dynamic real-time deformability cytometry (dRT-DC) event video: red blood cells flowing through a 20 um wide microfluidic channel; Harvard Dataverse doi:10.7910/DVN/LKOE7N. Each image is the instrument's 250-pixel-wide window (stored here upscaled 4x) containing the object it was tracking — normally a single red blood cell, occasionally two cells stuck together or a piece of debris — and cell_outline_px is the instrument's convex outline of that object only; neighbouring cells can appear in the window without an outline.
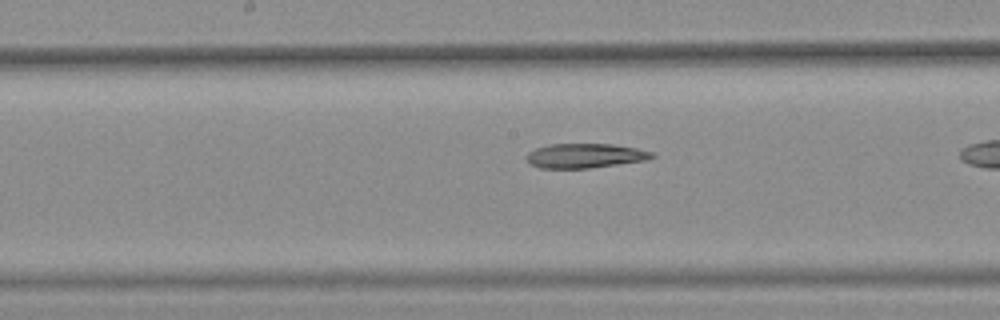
{"species": "common noctule bat (a hibernating species)", "species_latin": "Nyctalus noctula", "temperature_condition": "warm", "stored_images_in_passage": 21, "camera_frame_rate_fps": 3000, "um_per_image_px": 0.085, "animal": {"sex": "female", "body_mass_g": 25.1}, "frame": {"image": 1, "passage_image": 12, "time_ms": 3.667, "image_size_px": [1000, 320], "cell_outline_px": [[656, 156], [648, 160], [588, 168], [540, 168], [528, 164], [524, 156], [528, 152], [536, 148], [548, 144], [612, 144], [636, 148], [652, 152]], "centroid_in_image_um": [49.68, 13.24], "position_along_channel_um": 198.5, "area_um2": 18.03}}
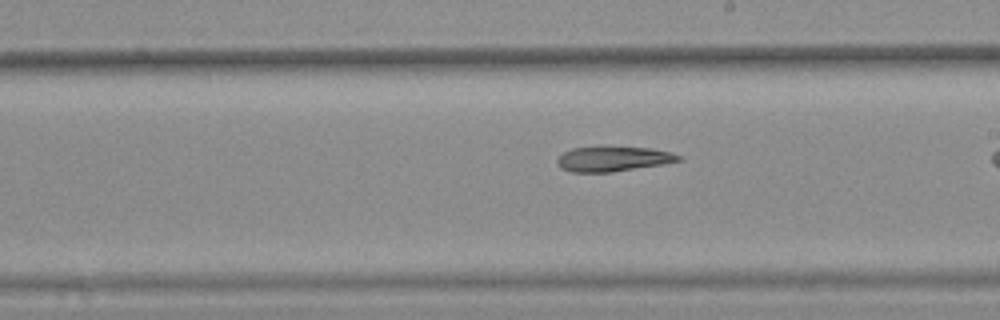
{"frame": {"image": 2, "passage_image": 15, "time_ms": 4.667, "image_size_px": [1000, 320], "cell_outline_px": [[684, 160], [664, 164], [612, 172], [572, 172], [560, 168], [556, 164], [556, 160], [564, 152], [572, 148], [652, 148], [672, 152], [684, 156]], "centroid_in_image_um": [52.18, 13.53], "position_along_channel_um": 236.8, "area_um2": 17.51}}